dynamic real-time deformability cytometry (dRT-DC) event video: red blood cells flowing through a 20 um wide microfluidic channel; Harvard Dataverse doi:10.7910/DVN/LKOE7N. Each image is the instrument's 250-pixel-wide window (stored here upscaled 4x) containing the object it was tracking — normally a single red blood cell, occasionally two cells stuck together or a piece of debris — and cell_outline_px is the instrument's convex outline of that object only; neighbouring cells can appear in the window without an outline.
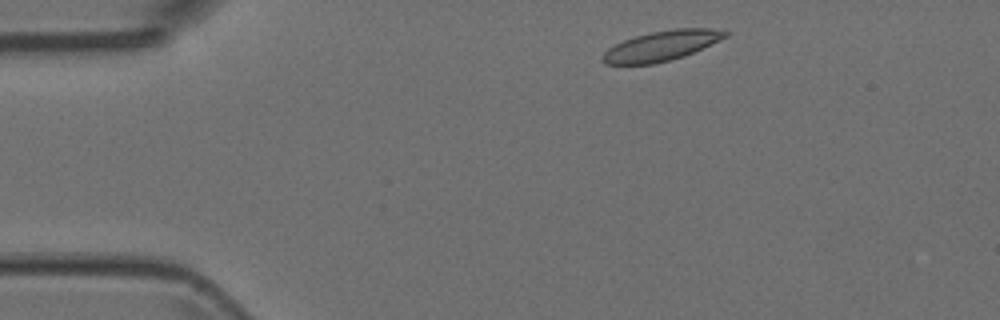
{"species": "Egyptian fruit bat (a non-hibernating species)", "species_latin": "Rousettus aegyptiacus", "temperature_condition": "room temperature", "stored_images_in_passage": 4, "camera_frame_rate_fps": 3000, "um_per_image_px": 0.085, "animal": {"sex": "female"}, "frame": {"image": 1, "passage_image": 1, "time_ms": 0.0, "image_size_px": [1000, 320], "cell_outline_px": [[732, 32], [728, 36], [720, 40], [684, 56], [652, 64], [604, 64], [600, 60], [600, 56], [608, 48], [624, 40], [636, 36], [652, 32], [676, 28], [708, 28]], "centroid_in_image_um": [56.22, 3.89], "position_along_channel_um": 28.8, "area_um2": 21.33}}
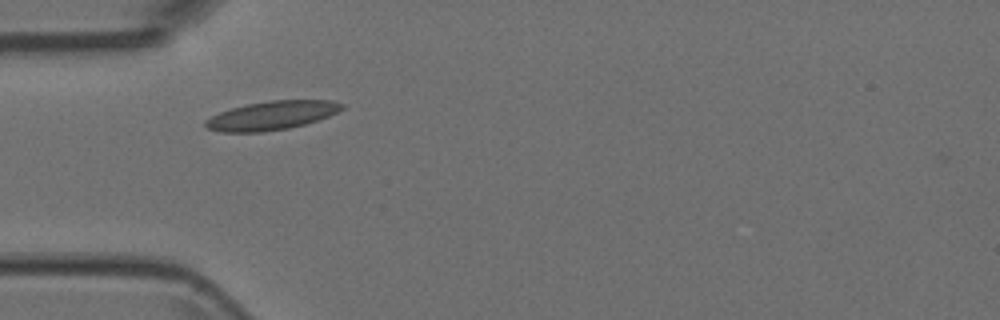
{"frame": {"image": 2, "passage_image": 3, "time_ms": 0.667, "image_size_px": [1000, 320], "cell_outline_px": [[344, 108], [328, 116], [304, 124], [288, 128], [260, 132], [220, 132], [208, 128], [204, 124], [204, 120], [220, 112], [232, 108], [248, 104], [268, 100], [332, 100], [344, 104]], "centroid_in_image_um": [23.09, 9.81], "position_along_channel_um": 61.9, "area_um2": 22.66}}
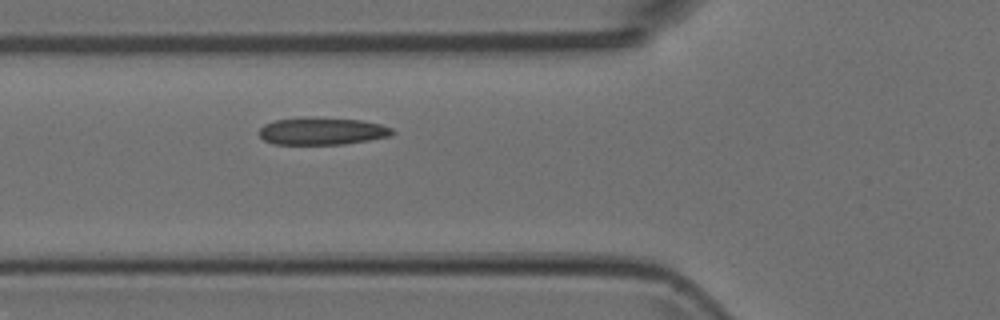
{"frame": {"image": 3, "passage_image": 4, "time_ms": 1.0, "image_size_px": [1000, 320], "cell_outline_px": [[396, 132], [392, 136], [344, 144], [272, 144], [264, 140], [260, 136], [260, 128], [264, 124], [276, 120], [360, 120], [380, 124], [392, 128]], "centroid_in_image_um": [27.43, 11.2], "position_along_channel_um": 98.4, "area_um2": 20.17}}